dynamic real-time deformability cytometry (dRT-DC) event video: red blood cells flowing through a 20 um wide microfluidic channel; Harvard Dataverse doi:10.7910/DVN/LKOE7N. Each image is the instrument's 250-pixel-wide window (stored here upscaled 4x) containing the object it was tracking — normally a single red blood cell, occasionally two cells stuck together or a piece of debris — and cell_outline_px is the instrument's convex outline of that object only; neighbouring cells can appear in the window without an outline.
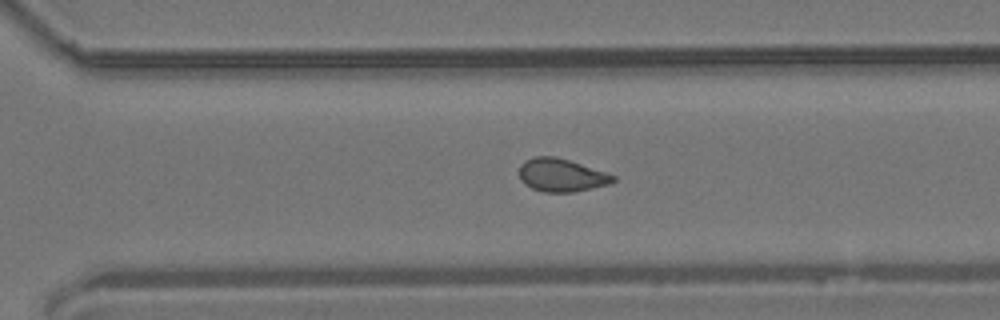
{"species": "common noctule bat (a hibernating species)", "species_latin": "Nyctalus noctula", "temperature_condition": "room temperature", "stored_images_in_passage": 52, "camera_frame_rate_fps": 3000, "um_per_image_px": 0.085, "animal": {"sex": "male", "body_mass_g": 19.2, "forearm_length_mm": 51.8}, "frame": {"image": 1, "passage_image": 37, "time_ms": 12.0, "image_size_px": [1000, 320], "cell_outline_px": [[616, 180], [608, 184], [576, 192], [544, 192], [532, 188], [524, 184], [520, 180], [520, 164], [524, 160], [532, 156], [556, 156], [608, 172], [616, 176]], "centroid_in_image_um": [47.72, 14.88], "position_along_channel_um": 322.9, "area_um2": 18.32}}